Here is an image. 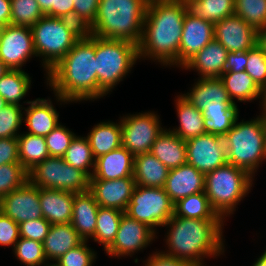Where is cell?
Listing matches in <instances>:
<instances>
[{
	"instance_id": "obj_1",
	"label": "cell",
	"mask_w": 266,
	"mask_h": 266,
	"mask_svg": "<svg viewBox=\"0 0 266 266\" xmlns=\"http://www.w3.org/2000/svg\"><path fill=\"white\" fill-rule=\"evenodd\" d=\"M186 0H149L143 34L138 44L139 62H159L165 67H179V46Z\"/></svg>"
},
{
	"instance_id": "obj_2",
	"label": "cell",
	"mask_w": 266,
	"mask_h": 266,
	"mask_svg": "<svg viewBox=\"0 0 266 266\" xmlns=\"http://www.w3.org/2000/svg\"><path fill=\"white\" fill-rule=\"evenodd\" d=\"M46 85L60 105L98 99L94 35L85 33L48 71Z\"/></svg>"
},
{
	"instance_id": "obj_3",
	"label": "cell",
	"mask_w": 266,
	"mask_h": 266,
	"mask_svg": "<svg viewBox=\"0 0 266 266\" xmlns=\"http://www.w3.org/2000/svg\"><path fill=\"white\" fill-rule=\"evenodd\" d=\"M222 219H188L173 215L163 226L166 251L178 259L205 266V258H216L225 252Z\"/></svg>"
},
{
	"instance_id": "obj_4",
	"label": "cell",
	"mask_w": 266,
	"mask_h": 266,
	"mask_svg": "<svg viewBox=\"0 0 266 266\" xmlns=\"http://www.w3.org/2000/svg\"><path fill=\"white\" fill-rule=\"evenodd\" d=\"M149 0H100L91 35L139 44Z\"/></svg>"
},
{
	"instance_id": "obj_5",
	"label": "cell",
	"mask_w": 266,
	"mask_h": 266,
	"mask_svg": "<svg viewBox=\"0 0 266 266\" xmlns=\"http://www.w3.org/2000/svg\"><path fill=\"white\" fill-rule=\"evenodd\" d=\"M202 111L206 133L224 136L239 117V109L218 78H198L187 93L181 94Z\"/></svg>"
},
{
	"instance_id": "obj_6",
	"label": "cell",
	"mask_w": 266,
	"mask_h": 266,
	"mask_svg": "<svg viewBox=\"0 0 266 266\" xmlns=\"http://www.w3.org/2000/svg\"><path fill=\"white\" fill-rule=\"evenodd\" d=\"M33 45L47 78L51 70L82 38L86 31L70 19L44 15L31 27Z\"/></svg>"
},
{
	"instance_id": "obj_7",
	"label": "cell",
	"mask_w": 266,
	"mask_h": 266,
	"mask_svg": "<svg viewBox=\"0 0 266 266\" xmlns=\"http://www.w3.org/2000/svg\"><path fill=\"white\" fill-rule=\"evenodd\" d=\"M254 177L230 163L205 174V195L217 215L225 222L239 202L251 192Z\"/></svg>"
},
{
	"instance_id": "obj_8",
	"label": "cell",
	"mask_w": 266,
	"mask_h": 266,
	"mask_svg": "<svg viewBox=\"0 0 266 266\" xmlns=\"http://www.w3.org/2000/svg\"><path fill=\"white\" fill-rule=\"evenodd\" d=\"M95 59L100 99L112 92L131 73L139 60L138 45L95 36Z\"/></svg>"
},
{
	"instance_id": "obj_9",
	"label": "cell",
	"mask_w": 266,
	"mask_h": 266,
	"mask_svg": "<svg viewBox=\"0 0 266 266\" xmlns=\"http://www.w3.org/2000/svg\"><path fill=\"white\" fill-rule=\"evenodd\" d=\"M223 136L228 163L249 172L253 177L266 161L265 134L262 116L238 122Z\"/></svg>"
},
{
	"instance_id": "obj_10",
	"label": "cell",
	"mask_w": 266,
	"mask_h": 266,
	"mask_svg": "<svg viewBox=\"0 0 266 266\" xmlns=\"http://www.w3.org/2000/svg\"><path fill=\"white\" fill-rule=\"evenodd\" d=\"M28 181L38 188L82 193L89 190L90 178L68 164L63 157L49 156L28 171Z\"/></svg>"
},
{
	"instance_id": "obj_11",
	"label": "cell",
	"mask_w": 266,
	"mask_h": 266,
	"mask_svg": "<svg viewBox=\"0 0 266 266\" xmlns=\"http://www.w3.org/2000/svg\"><path fill=\"white\" fill-rule=\"evenodd\" d=\"M125 214L147 224L155 232L174 215V203L164 188L135 187Z\"/></svg>"
},
{
	"instance_id": "obj_12",
	"label": "cell",
	"mask_w": 266,
	"mask_h": 266,
	"mask_svg": "<svg viewBox=\"0 0 266 266\" xmlns=\"http://www.w3.org/2000/svg\"><path fill=\"white\" fill-rule=\"evenodd\" d=\"M159 119V115L153 111L120 116L122 146L134 157L149 153L153 143L165 129Z\"/></svg>"
},
{
	"instance_id": "obj_13",
	"label": "cell",
	"mask_w": 266,
	"mask_h": 266,
	"mask_svg": "<svg viewBox=\"0 0 266 266\" xmlns=\"http://www.w3.org/2000/svg\"><path fill=\"white\" fill-rule=\"evenodd\" d=\"M33 56L37 57L31 27H0V59L10 70H23Z\"/></svg>"
},
{
	"instance_id": "obj_14",
	"label": "cell",
	"mask_w": 266,
	"mask_h": 266,
	"mask_svg": "<svg viewBox=\"0 0 266 266\" xmlns=\"http://www.w3.org/2000/svg\"><path fill=\"white\" fill-rule=\"evenodd\" d=\"M157 232L150 228L147 224L137 221L123 214L120 220V226L116 233L115 240L105 250L110 257L134 256L135 253L148 247L155 241Z\"/></svg>"
},
{
	"instance_id": "obj_15",
	"label": "cell",
	"mask_w": 266,
	"mask_h": 266,
	"mask_svg": "<svg viewBox=\"0 0 266 266\" xmlns=\"http://www.w3.org/2000/svg\"><path fill=\"white\" fill-rule=\"evenodd\" d=\"M185 142L187 163L203 174L228 163L225 141L222 136L204 133Z\"/></svg>"
},
{
	"instance_id": "obj_16",
	"label": "cell",
	"mask_w": 266,
	"mask_h": 266,
	"mask_svg": "<svg viewBox=\"0 0 266 266\" xmlns=\"http://www.w3.org/2000/svg\"><path fill=\"white\" fill-rule=\"evenodd\" d=\"M2 212L17 224L43 218L39 188L29 181L4 195L1 199Z\"/></svg>"
},
{
	"instance_id": "obj_17",
	"label": "cell",
	"mask_w": 266,
	"mask_h": 266,
	"mask_svg": "<svg viewBox=\"0 0 266 266\" xmlns=\"http://www.w3.org/2000/svg\"><path fill=\"white\" fill-rule=\"evenodd\" d=\"M214 39V23L186 11L179 46V68Z\"/></svg>"
},
{
	"instance_id": "obj_18",
	"label": "cell",
	"mask_w": 266,
	"mask_h": 266,
	"mask_svg": "<svg viewBox=\"0 0 266 266\" xmlns=\"http://www.w3.org/2000/svg\"><path fill=\"white\" fill-rule=\"evenodd\" d=\"M214 39L228 52L248 51L257 45V30L241 17L232 15L214 24Z\"/></svg>"
},
{
	"instance_id": "obj_19",
	"label": "cell",
	"mask_w": 266,
	"mask_h": 266,
	"mask_svg": "<svg viewBox=\"0 0 266 266\" xmlns=\"http://www.w3.org/2000/svg\"><path fill=\"white\" fill-rule=\"evenodd\" d=\"M135 187L134 177L90 180L89 191L94 195L99 206L116 208L125 212Z\"/></svg>"
},
{
	"instance_id": "obj_20",
	"label": "cell",
	"mask_w": 266,
	"mask_h": 266,
	"mask_svg": "<svg viewBox=\"0 0 266 266\" xmlns=\"http://www.w3.org/2000/svg\"><path fill=\"white\" fill-rule=\"evenodd\" d=\"M165 192L171 201L176 203L179 199L189 195L204 192L205 174L198 171L189 163L171 169L164 185Z\"/></svg>"
},
{
	"instance_id": "obj_21",
	"label": "cell",
	"mask_w": 266,
	"mask_h": 266,
	"mask_svg": "<svg viewBox=\"0 0 266 266\" xmlns=\"http://www.w3.org/2000/svg\"><path fill=\"white\" fill-rule=\"evenodd\" d=\"M228 50L216 39L210 41L183 67L195 70L198 78H218L225 72Z\"/></svg>"
},
{
	"instance_id": "obj_22",
	"label": "cell",
	"mask_w": 266,
	"mask_h": 266,
	"mask_svg": "<svg viewBox=\"0 0 266 266\" xmlns=\"http://www.w3.org/2000/svg\"><path fill=\"white\" fill-rule=\"evenodd\" d=\"M51 99L37 98L33 101H23L28 104L24 107V121L27 133L45 137L60 124L59 113Z\"/></svg>"
},
{
	"instance_id": "obj_23",
	"label": "cell",
	"mask_w": 266,
	"mask_h": 266,
	"mask_svg": "<svg viewBox=\"0 0 266 266\" xmlns=\"http://www.w3.org/2000/svg\"><path fill=\"white\" fill-rule=\"evenodd\" d=\"M134 156L122 145L95 159L90 180H114L133 177Z\"/></svg>"
},
{
	"instance_id": "obj_24",
	"label": "cell",
	"mask_w": 266,
	"mask_h": 266,
	"mask_svg": "<svg viewBox=\"0 0 266 266\" xmlns=\"http://www.w3.org/2000/svg\"><path fill=\"white\" fill-rule=\"evenodd\" d=\"M39 197L43 218L49 223L52 225L71 223L74 193L39 188Z\"/></svg>"
},
{
	"instance_id": "obj_25",
	"label": "cell",
	"mask_w": 266,
	"mask_h": 266,
	"mask_svg": "<svg viewBox=\"0 0 266 266\" xmlns=\"http://www.w3.org/2000/svg\"><path fill=\"white\" fill-rule=\"evenodd\" d=\"M98 209L99 204L89 190L74 193L71 224L84 241H89L95 234Z\"/></svg>"
},
{
	"instance_id": "obj_26",
	"label": "cell",
	"mask_w": 266,
	"mask_h": 266,
	"mask_svg": "<svg viewBox=\"0 0 266 266\" xmlns=\"http://www.w3.org/2000/svg\"><path fill=\"white\" fill-rule=\"evenodd\" d=\"M150 153L169 170L187 163L186 142L167 128L159 134Z\"/></svg>"
},
{
	"instance_id": "obj_27",
	"label": "cell",
	"mask_w": 266,
	"mask_h": 266,
	"mask_svg": "<svg viewBox=\"0 0 266 266\" xmlns=\"http://www.w3.org/2000/svg\"><path fill=\"white\" fill-rule=\"evenodd\" d=\"M84 240L78 235L71 223L53 224L43 241L44 253L49 263H54L70 249L77 247Z\"/></svg>"
},
{
	"instance_id": "obj_28",
	"label": "cell",
	"mask_w": 266,
	"mask_h": 266,
	"mask_svg": "<svg viewBox=\"0 0 266 266\" xmlns=\"http://www.w3.org/2000/svg\"><path fill=\"white\" fill-rule=\"evenodd\" d=\"M176 97L174 101L179 126L173 127V129L169 128V130L173 131L184 141L206 133L202 111L186 100L181 93Z\"/></svg>"
},
{
	"instance_id": "obj_29",
	"label": "cell",
	"mask_w": 266,
	"mask_h": 266,
	"mask_svg": "<svg viewBox=\"0 0 266 266\" xmlns=\"http://www.w3.org/2000/svg\"><path fill=\"white\" fill-rule=\"evenodd\" d=\"M168 172L169 169L150 152L134 157L133 177L137 186L163 188Z\"/></svg>"
},
{
	"instance_id": "obj_30",
	"label": "cell",
	"mask_w": 266,
	"mask_h": 266,
	"mask_svg": "<svg viewBox=\"0 0 266 266\" xmlns=\"http://www.w3.org/2000/svg\"><path fill=\"white\" fill-rule=\"evenodd\" d=\"M102 121L88 132L86 138L94 158L119 148L121 144V122Z\"/></svg>"
},
{
	"instance_id": "obj_31",
	"label": "cell",
	"mask_w": 266,
	"mask_h": 266,
	"mask_svg": "<svg viewBox=\"0 0 266 266\" xmlns=\"http://www.w3.org/2000/svg\"><path fill=\"white\" fill-rule=\"evenodd\" d=\"M220 79L224 83L229 97L234 104L239 102H252L261 99L262 89L254 80L244 72H224ZM236 99V100H235Z\"/></svg>"
},
{
	"instance_id": "obj_32",
	"label": "cell",
	"mask_w": 266,
	"mask_h": 266,
	"mask_svg": "<svg viewBox=\"0 0 266 266\" xmlns=\"http://www.w3.org/2000/svg\"><path fill=\"white\" fill-rule=\"evenodd\" d=\"M31 82L30 75L24 69L9 70L0 78V96L7 104L23 106L21 100L28 94Z\"/></svg>"
},
{
	"instance_id": "obj_33",
	"label": "cell",
	"mask_w": 266,
	"mask_h": 266,
	"mask_svg": "<svg viewBox=\"0 0 266 266\" xmlns=\"http://www.w3.org/2000/svg\"><path fill=\"white\" fill-rule=\"evenodd\" d=\"M19 162L27 170H31L36 164L48 158L45 137L32 135L27 131L21 132L18 137Z\"/></svg>"
},
{
	"instance_id": "obj_34",
	"label": "cell",
	"mask_w": 266,
	"mask_h": 266,
	"mask_svg": "<svg viewBox=\"0 0 266 266\" xmlns=\"http://www.w3.org/2000/svg\"><path fill=\"white\" fill-rule=\"evenodd\" d=\"M174 215L188 219H221L210 205L205 192L179 199L174 203Z\"/></svg>"
},
{
	"instance_id": "obj_35",
	"label": "cell",
	"mask_w": 266,
	"mask_h": 266,
	"mask_svg": "<svg viewBox=\"0 0 266 266\" xmlns=\"http://www.w3.org/2000/svg\"><path fill=\"white\" fill-rule=\"evenodd\" d=\"M125 212L116 208L99 206L95 234L91 238L103 245L104 251L113 243L120 226V220Z\"/></svg>"
},
{
	"instance_id": "obj_36",
	"label": "cell",
	"mask_w": 266,
	"mask_h": 266,
	"mask_svg": "<svg viewBox=\"0 0 266 266\" xmlns=\"http://www.w3.org/2000/svg\"><path fill=\"white\" fill-rule=\"evenodd\" d=\"M186 2L190 12L214 24L234 15V0H186Z\"/></svg>"
},
{
	"instance_id": "obj_37",
	"label": "cell",
	"mask_w": 266,
	"mask_h": 266,
	"mask_svg": "<svg viewBox=\"0 0 266 266\" xmlns=\"http://www.w3.org/2000/svg\"><path fill=\"white\" fill-rule=\"evenodd\" d=\"M63 159L74 168L82 170L89 178L92 176L95 158L85 136L74 137Z\"/></svg>"
},
{
	"instance_id": "obj_38",
	"label": "cell",
	"mask_w": 266,
	"mask_h": 266,
	"mask_svg": "<svg viewBox=\"0 0 266 266\" xmlns=\"http://www.w3.org/2000/svg\"><path fill=\"white\" fill-rule=\"evenodd\" d=\"M234 15L259 30L266 25V0H234Z\"/></svg>"
},
{
	"instance_id": "obj_39",
	"label": "cell",
	"mask_w": 266,
	"mask_h": 266,
	"mask_svg": "<svg viewBox=\"0 0 266 266\" xmlns=\"http://www.w3.org/2000/svg\"><path fill=\"white\" fill-rule=\"evenodd\" d=\"M10 3V25L32 27L44 16L36 0H10Z\"/></svg>"
},
{
	"instance_id": "obj_40",
	"label": "cell",
	"mask_w": 266,
	"mask_h": 266,
	"mask_svg": "<svg viewBox=\"0 0 266 266\" xmlns=\"http://www.w3.org/2000/svg\"><path fill=\"white\" fill-rule=\"evenodd\" d=\"M13 254L26 266H46L48 264L43 243L20 237L14 245Z\"/></svg>"
},
{
	"instance_id": "obj_41",
	"label": "cell",
	"mask_w": 266,
	"mask_h": 266,
	"mask_svg": "<svg viewBox=\"0 0 266 266\" xmlns=\"http://www.w3.org/2000/svg\"><path fill=\"white\" fill-rule=\"evenodd\" d=\"M28 181V171L20 163L0 166V199L11 191L20 188Z\"/></svg>"
},
{
	"instance_id": "obj_42",
	"label": "cell",
	"mask_w": 266,
	"mask_h": 266,
	"mask_svg": "<svg viewBox=\"0 0 266 266\" xmlns=\"http://www.w3.org/2000/svg\"><path fill=\"white\" fill-rule=\"evenodd\" d=\"M23 110L21 105L7 104L0 111V138L18 137L24 121Z\"/></svg>"
},
{
	"instance_id": "obj_43",
	"label": "cell",
	"mask_w": 266,
	"mask_h": 266,
	"mask_svg": "<svg viewBox=\"0 0 266 266\" xmlns=\"http://www.w3.org/2000/svg\"><path fill=\"white\" fill-rule=\"evenodd\" d=\"M88 242L83 241L77 247L70 249L54 264L57 266H93L97 259V252L87 245Z\"/></svg>"
},
{
	"instance_id": "obj_44",
	"label": "cell",
	"mask_w": 266,
	"mask_h": 266,
	"mask_svg": "<svg viewBox=\"0 0 266 266\" xmlns=\"http://www.w3.org/2000/svg\"><path fill=\"white\" fill-rule=\"evenodd\" d=\"M76 134L61 123L45 136L50 156L63 157Z\"/></svg>"
},
{
	"instance_id": "obj_45",
	"label": "cell",
	"mask_w": 266,
	"mask_h": 266,
	"mask_svg": "<svg viewBox=\"0 0 266 266\" xmlns=\"http://www.w3.org/2000/svg\"><path fill=\"white\" fill-rule=\"evenodd\" d=\"M245 71L261 89L266 87V53L257 45L248 50Z\"/></svg>"
},
{
	"instance_id": "obj_46",
	"label": "cell",
	"mask_w": 266,
	"mask_h": 266,
	"mask_svg": "<svg viewBox=\"0 0 266 266\" xmlns=\"http://www.w3.org/2000/svg\"><path fill=\"white\" fill-rule=\"evenodd\" d=\"M74 22L85 31L94 23L100 0H73Z\"/></svg>"
},
{
	"instance_id": "obj_47",
	"label": "cell",
	"mask_w": 266,
	"mask_h": 266,
	"mask_svg": "<svg viewBox=\"0 0 266 266\" xmlns=\"http://www.w3.org/2000/svg\"><path fill=\"white\" fill-rule=\"evenodd\" d=\"M18 225L20 237L43 243L52 224L49 223L45 218H40L28 220Z\"/></svg>"
},
{
	"instance_id": "obj_48",
	"label": "cell",
	"mask_w": 266,
	"mask_h": 266,
	"mask_svg": "<svg viewBox=\"0 0 266 266\" xmlns=\"http://www.w3.org/2000/svg\"><path fill=\"white\" fill-rule=\"evenodd\" d=\"M19 238V225L2 213L0 216V246H11L14 248Z\"/></svg>"
},
{
	"instance_id": "obj_49",
	"label": "cell",
	"mask_w": 266,
	"mask_h": 266,
	"mask_svg": "<svg viewBox=\"0 0 266 266\" xmlns=\"http://www.w3.org/2000/svg\"><path fill=\"white\" fill-rule=\"evenodd\" d=\"M8 163H20L17 137L0 138V166Z\"/></svg>"
},
{
	"instance_id": "obj_50",
	"label": "cell",
	"mask_w": 266,
	"mask_h": 266,
	"mask_svg": "<svg viewBox=\"0 0 266 266\" xmlns=\"http://www.w3.org/2000/svg\"><path fill=\"white\" fill-rule=\"evenodd\" d=\"M144 262V266H199L195 263L167 255L162 251H155Z\"/></svg>"
},
{
	"instance_id": "obj_51",
	"label": "cell",
	"mask_w": 266,
	"mask_h": 266,
	"mask_svg": "<svg viewBox=\"0 0 266 266\" xmlns=\"http://www.w3.org/2000/svg\"><path fill=\"white\" fill-rule=\"evenodd\" d=\"M248 62V51L228 52L225 72H244Z\"/></svg>"
},
{
	"instance_id": "obj_52",
	"label": "cell",
	"mask_w": 266,
	"mask_h": 266,
	"mask_svg": "<svg viewBox=\"0 0 266 266\" xmlns=\"http://www.w3.org/2000/svg\"><path fill=\"white\" fill-rule=\"evenodd\" d=\"M52 17L65 18L74 21L73 0H52Z\"/></svg>"
},
{
	"instance_id": "obj_53",
	"label": "cell",
	"mask_w": 266,
	"mask_h": 266,
	"mask_svg": "<svg viewBox=\"0 0 266 266\" xmlns=\"http://www.w3.org/2000/svg\"><path fill=\"white\" fill-rule=\"evenodd\" d=\"M11 3L10 0H0V27L10 25Z\"/></svg>"
},
{
	"instance_id": "obj_54",
	"label": "cell",
	"mask_w": 266,
	"mask_h": 266,
	"mask_svg": "<svg viewBox=\"0 0 266 266\" xmlns=\"http://www.w3.org/2000/svg\"><path fill=\"white\" fill-rule=\"evenodd\" d=\"M257 46L266 53V25L257 30Z\"/></svg>"
},
{
	"instance_id": "obj_55",
	"label": "cell",
	"mask_w": 266,
	"mask_h": 266,
	"mask_svg": "<svg viewBox=\"0 0 266 266\" xmlns=\"http://www.w3.org/2000/svg\"><path fill=\"white\" fill-rule=\"evenodd\" d=\"M44 15L52 17V0H36Z\"/></svg>"
},
{
	"instance_id": "obj_56",
	"label": "cell",
	"mask_w": 266,
	"mask_h": 266,
	"mask_svg": "<svg viewBox=\"0 0 266 266\" xmlns=\"http://www.w3.org/2000/svg\"><path fill=\"white\" fill-rule=\"evenodd\" d=\"M260 102V108L262 111L260 114L262 117H266V87L264 89H262V95H261V100H259Z\"/></svg>"
},
{
	"instance_id": "obj_57",
	"label": "cell",
	"mask_w": 266,
	"mask_h": 266,
	"mask_svg": "<svg viewBox=\"0 0 266 266\" xmlns=\"http://www.w3.org/2000/svg\"><path fill=\"white\" fill-rule=\"evenodd\" d=\"M251 266H266V248Z\"/></svg>"
},
{
	"instance_id": "obj_58",
	"label": "cell",
	"mask_w": 266,
	"mask_h": 266,
	"mask_svg": "<svg viewBox=\"0 0 266 266\" xmlns=\"http://www.w3.org/2000/svg\"><path fill=\"white\" fill-rule=\"evenodd\" d=\"M10 69L0 59V78L9 71Z\"/></svg>"
},
{
	"instance_id": "obj_59",
	"label": "cell",
	"mask_w": 266,
	"mask_h": 266,
	"mask_svg": "<svg viewBox=\"0 0 266 266\" xmlns=\"http://www.w3.org/2000/svg\"><path fill=\"white\" fill-rule=\"evenodd\" d=\"M262 121H263V130L265 134V149H266V117H262Z\"/></svg>"
},
{
	"instance_id": "obj_60",
	"label": "cell",
	"mask_w": 266,
	"mask_h": 266,
	"mask_svg": "<svg viewBox=\"0 0 266 266\" xmlns=\"http://www.w3.org/2000/svg\"><path fill=\"white\" fill-rule=\"evenodd\" d=\"M7 105L5 100L0 96V111Z\"/></svg>"
},
{
	"instance_id": "obj_61",
	"label": "cell",
	"mask_w": 266,
	"mask_h": 266,
	"mask_svg": "<svg viewBox=\"0 0 266 266\" xmlns=\"http://www.w3.org/2000/svg\"><path fill=\"white\" fill-rule=\"evenodd\" d=\"M2 204H1V201H0V216L2 215Z\"/></svg>"
},
{
	"instance_id": "obj_62",
	"label": "cell",
	"mask_w": 266,
	"mask_h": 266,
	"mask_svg": "<svg viewBox=\"0 0 266 266\" xmlns=\"http://www.w3.org/2000/svg\"><path fill=\"white\" fill-rule=\"evenodd\" d=\"M46 266H57V265L54 263H48Z\"/></svg>"
}]
</instances>
